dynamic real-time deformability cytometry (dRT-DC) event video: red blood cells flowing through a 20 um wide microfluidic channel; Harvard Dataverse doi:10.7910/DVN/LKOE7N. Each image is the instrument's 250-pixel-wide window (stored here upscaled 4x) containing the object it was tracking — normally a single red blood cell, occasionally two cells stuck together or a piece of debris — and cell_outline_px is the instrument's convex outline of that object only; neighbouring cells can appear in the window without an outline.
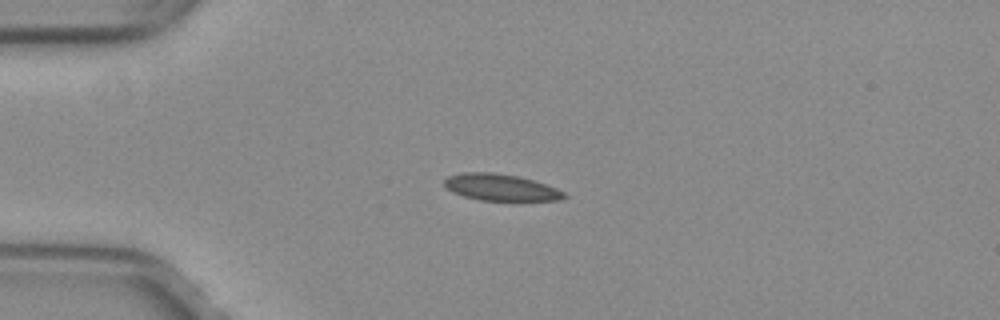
{"species": "common noctule bat (a hibernating species)", "species_latin": "Nyctalus noctula", "temperature_condition": "warm", "stored_images_in_passage": 40, "camera_frame_rate_fps": 3000, "um_per_image_px": 0.085, "animal": {"sex": "female", "body_mass_g": 29.2, "forearm_length_mm": 56.3}, "frame": {"image": 1, "passage_image": 1, "time_ms": 0.0, "image_size_px": [1000, 320], "cell_outline_px": [[568, 196], [560, 200], [480, 200], [464, 196], [452, 192], [444, 184], [444, 180], [448, 176], [460, 172], [492, 172], [520, 176], [556, 188], [564, 192]], "centroid_in_image_um": [42.54, 15.91], "position_along_channel_um": 42.5, "area_um2": 18.5}}
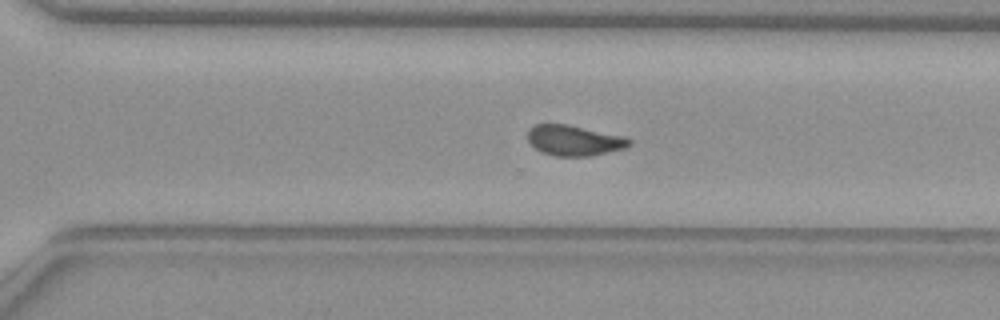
{"frame": {"image": 2, "passage_image": 24, "time_ms": 7.667, "image_size_px": [1000, 320], "cell_outline_px": [[632, 144], [624, 148], [592, 156], [552, 156], [540, 152], [528, 140], [528, 128], [536, 124], [568, 124], [624, 136], [632, 140]], "centroid_in_image_um": [48.8, 11.94], "position_along_channel_um": 321.8, "area_um2": 18.15}}
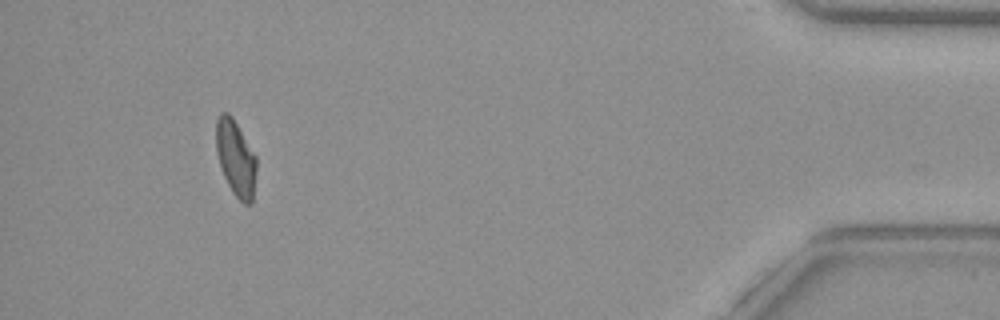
{"frame": {"image": 3, "passage_image": 36, "time_ms": 11.667, "image_size_px": [1000, 320], "cell_outline_px": [[256, 168], [252, 204], [244, 204], [232, 192], [224, 176], [216, 152], [216, 120], [220, 112], [228, 112], [232, 116], [256, 156]], "centroid_in_image_um": [20.03, 13.42], "position_along_channel_um": 415.2, "area_um2": 17.74}, "authors_computed_cell_mechanics": {"area_um2": 18.5249, "velocity_mm_per_s": 4.0131, "shape_relaxation_time_tau1_ms": null, "shape_relaxation_time_tau2_ms": 2.0412, "deformation_change_tau1": null, "deformation_change_tau2": 0.0736}}